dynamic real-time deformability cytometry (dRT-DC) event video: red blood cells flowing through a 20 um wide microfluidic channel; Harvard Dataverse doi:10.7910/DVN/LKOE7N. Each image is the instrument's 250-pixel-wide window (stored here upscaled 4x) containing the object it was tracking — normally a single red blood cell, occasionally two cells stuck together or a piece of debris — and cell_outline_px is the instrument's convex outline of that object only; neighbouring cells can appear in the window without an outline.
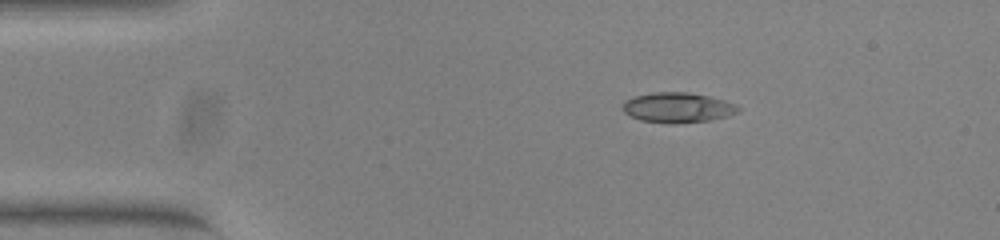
{"species": "common noctule bat (a hibernating species)", "species_latin": "Nyctalus noctula", "temperature_condition": "warm", "stored_images_in_passage": 44, "camera_frame_rate_fps": 3000, "um_per_image_px": 0.085, "animal": {"sex": "female", "body_mass_g": 23.0, "forearm_length_mm": 53.4}, "frame": {"image": 1, "passage_image": 1, "time_ms": 0.0, "image_size_px": [1000, 240], "cell_outline_px": [[740, 112], [728, 116], [712, 120], [672, 124], [640, 120], [624, 112], [624, 100], [636, 96], [656, 92], [688, 92], [708, 96], [724, 100], [736, 104], [740, 108]], "centroid_in_image_um": [57.65, 9.15], "position_along_channel_um": 27.3, "area_um2": 20.23}}
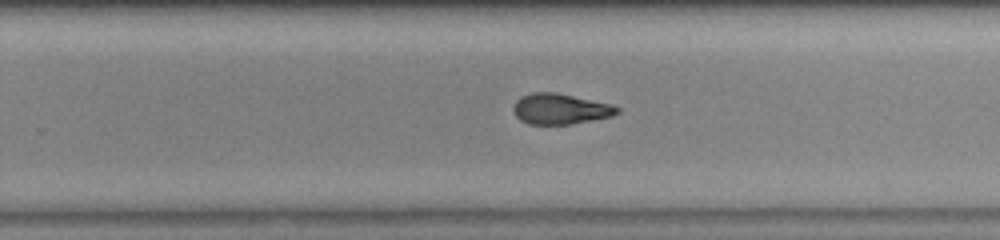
{"frame": {"image": 2, "passage_image": 25, "time_ms": 8.0, "image_size_px": [1000, 240], "cell_outline_px": [[620, 112], [612, 116], [568, 124], [528, 124], [520, 120], [516, 116], [512, 108], [516, 100], [520, 96], [532, 92], [556, 92], [612, 104], [620, 108]], "centroid_in_image_um": [47.6, 9.24], "position_along_channel_um": 282.2, "area_um2": 18.55}}
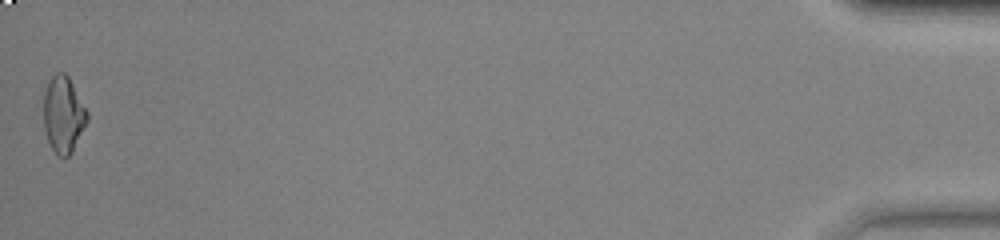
{"frame": {"image": 3, "passage_image": 44, "time_ms": 14.333, "image_size_px": [1000, 240], "cell_outline_px": [[88, 120], [72, 152], [68, 156], [60, 156], [52, 148], [48, 140], [44, 128], [44, 92], [48, 80], [56, 72], [64, 72], [68, 76], [88, 112]], "centroid_in_image_um": [5.38, 9.71], "position_along_channel_um": 429.8, "area_um2": 19.25}, "authors_computed_cell_mechanics": {"area_um2": 19.2185, "velocity_mm_per_s": 3.9246, "shape_relaxation_time_tau1_ms": 10.3717, "shape_relaxation_time_tau2_ms": 2.6079, "deformation_change_tau1": 0.2827, "deformation_change_tau2": 0.0906}}